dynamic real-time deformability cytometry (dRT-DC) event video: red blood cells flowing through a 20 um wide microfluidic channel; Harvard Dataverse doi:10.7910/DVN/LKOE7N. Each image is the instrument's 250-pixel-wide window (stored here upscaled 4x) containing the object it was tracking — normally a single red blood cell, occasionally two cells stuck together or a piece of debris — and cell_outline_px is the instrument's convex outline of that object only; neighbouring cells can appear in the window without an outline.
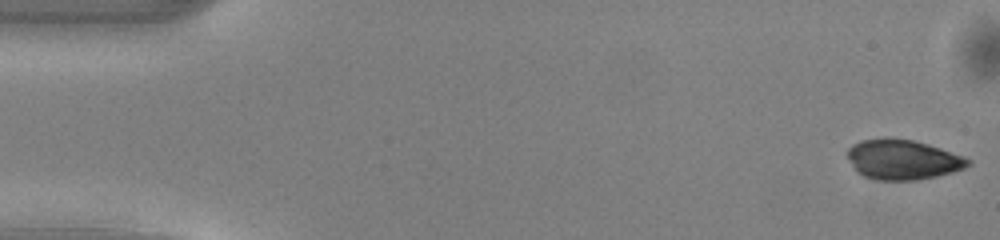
{"species": "common noctule bat (a hibernating species)", "species_latin": "Nyctalus noctula", "temperature_condition": "warm", "stored_images_in_passage": 17, "camera_frame_rate_fps": 3000, "um_per_image_px": 0.085, "animal": {"sex": "male", "body_mass_g": 13.0, "forearm_length_mm": 53.1}, "frame": {"image": 1, "passage_image": 1, "time_ms": 0.0, "image_size_px": [1000, 240], "cell_outline_px": [[972, 164], [964, 168], [952, 172], [936, 176], [916, 180], [876, 180], [864, 176], [856, 172], [848, 156], [848, 148], [852, 144], [860, 140], [884, 136], [888, 136], [912, 140], [928, 144], [964, 156], [972, 160]], "centroid_in_image_um": [76.72, 13.54], "position_along_channel_um": 8.3, "area_um2": 28.38}}
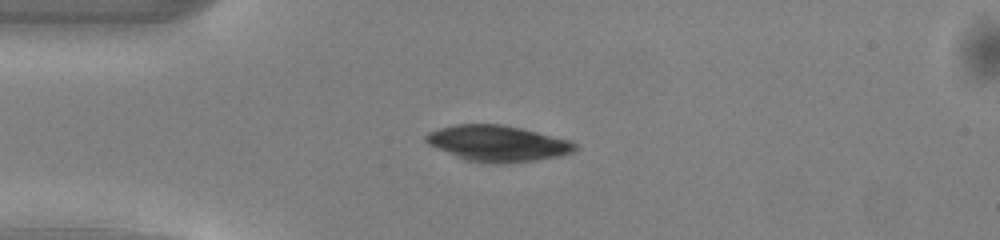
{"frame": {"image": 2, "passage_image": 12, "time_ms": 3.667, "image_size_px": [1000, 240], "cell_outline_px": [[580, 148], [572, 152], [560, 156], [536, 160], [504, 164], [492, 164], [464, 160], [428, 144], [424, 140], [424, 136], [428, 132], [440, 128], [456, 124], [500, 124], [520, 128], [572, 140]], "centroid_in_image_um": [42.31, 12.2], "position_along_channel_um": 42.7, "area_um2": 31.5}}